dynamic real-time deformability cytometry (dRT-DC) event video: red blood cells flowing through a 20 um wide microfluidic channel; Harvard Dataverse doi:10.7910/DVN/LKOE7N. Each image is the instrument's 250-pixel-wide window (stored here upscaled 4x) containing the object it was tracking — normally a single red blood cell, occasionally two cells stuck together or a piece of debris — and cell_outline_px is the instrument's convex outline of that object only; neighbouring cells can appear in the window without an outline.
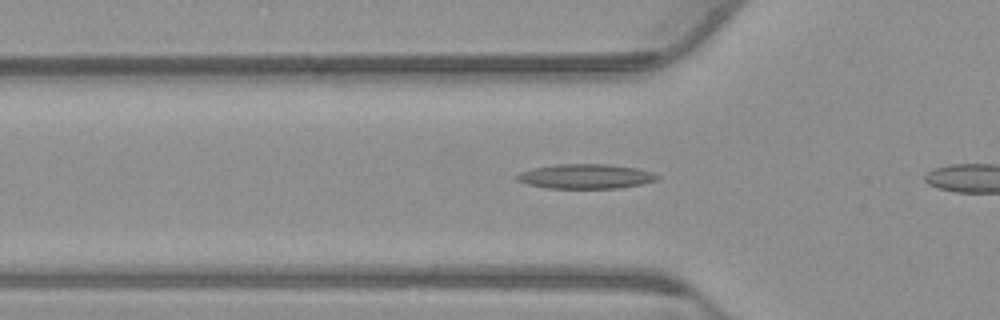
{"species": "common noctule bat (a hibernating species)", "species_latin": "Nyctalus noctula", "temperature_condition": "warm", "stored_images_in_passage": 9, "camera_frame_rate_fps": 3000, "um_per_image_px": 0.085, "animal": {"sex": "male", "body_mass_g": 23.1, "forearm_length_mm": 52.7}, "frame": {"image": 1, "passage_image": 8, "time_ms": 2.333, "image_size_px": [1000, 320], "cell_outline_px": [[660, 176], [656, 180], [640, 184], [620, 188], [548, 188], [528, 184], [516, 180], [516, 176], [520, 172], [532, 168], [556, 164], [608, 164], [636, 168], [652, 172]], "centroid_in_image_um": [49.77, 14.98], "position_along_channel_um": 76.0, "area_um2": 20.06}}